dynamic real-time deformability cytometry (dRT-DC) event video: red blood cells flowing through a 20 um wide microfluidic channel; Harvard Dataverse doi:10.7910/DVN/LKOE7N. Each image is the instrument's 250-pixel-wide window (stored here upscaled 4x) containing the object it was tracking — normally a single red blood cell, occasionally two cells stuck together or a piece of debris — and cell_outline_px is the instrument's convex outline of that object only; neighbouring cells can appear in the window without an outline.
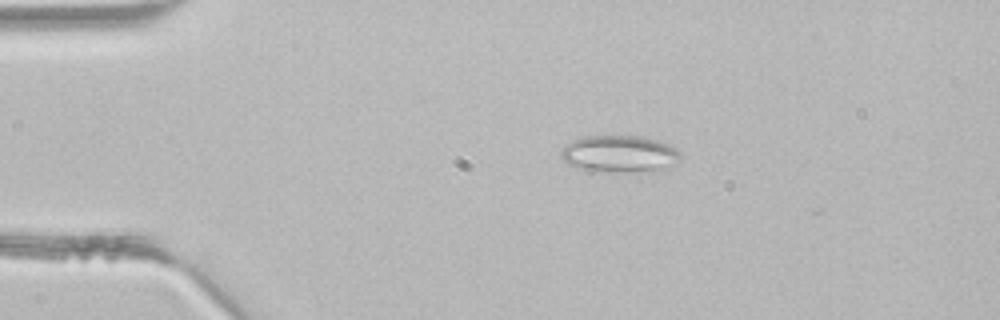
{"species": "common noctule bat (a hibernating species)", "species_latin": "Nyctalus noctula", "temperature_condition": "room temperature", "stored_images_in_passage": 3, "camera_frame_rate_fps": 3000, "um_per_image_px": 0.085, "animal": {"sex": "male", "body_mass_g": 21.5, "forearm_length_mm": 52.0}, "frame": {"image": 1, "passage_image": 2, "time_ms": 0.333, "image_size_px": [1000, 320], "cell_outline_px": [[680, 156], [676, 164], [668, 168], [656, 172], [592, 172], [576, 168], [568, 164], [560, 156], [560, 152], [564, 144], [572, 140], [584, 136], [644, 136], [668, 144], [676, 148], [680, 152]], "centroid_in_image_um": [52.65, 13.11], "position_along_channel_um": 32.4, "area_um2": 26.53}}